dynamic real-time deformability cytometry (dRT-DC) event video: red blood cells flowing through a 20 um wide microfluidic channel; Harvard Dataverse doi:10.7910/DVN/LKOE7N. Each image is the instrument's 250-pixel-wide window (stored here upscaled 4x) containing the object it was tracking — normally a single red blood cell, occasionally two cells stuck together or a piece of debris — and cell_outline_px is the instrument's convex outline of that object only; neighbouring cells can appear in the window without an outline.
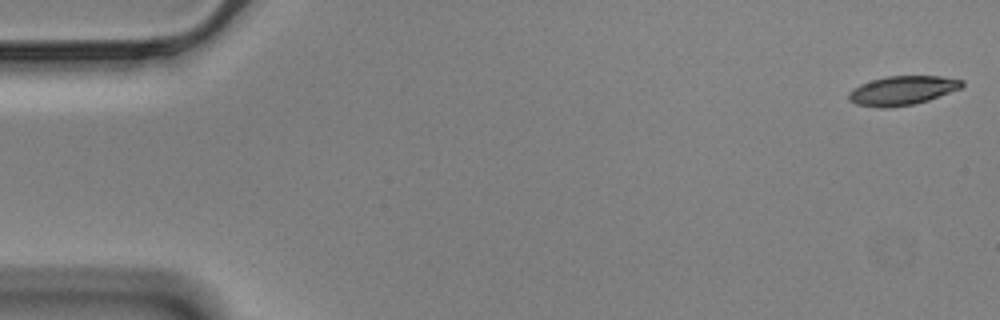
{"species": "Egyptian fruit bat (a non-hibernating species)", "species_latin": "Rousettus aegyptiacus", "temperature_condition": "cold", "stored_images_in_passage": 57, "camera_frame_rate_fps": 3000, "um_per_image_px": 0.085, "animal": {"sex": "male"}, "frame": {"image": 1, "passage_image": 1, "time_ms": 0.0, "image_size_px": [1000, 320], "cell_outline_px": [[964, 84], [960, 88], [928, 100], [912, 104], [884, 108], [880, 108], [856, 104], [848, 100], [848, 92], [852, 88], [860, 84], [872, 80], [888, 76], [940, 76], [964, 80]], "centroid_in_image_um": [76.66, 7.69], "position_along_channel_um": 8.3, "area_um2": 19.07}}
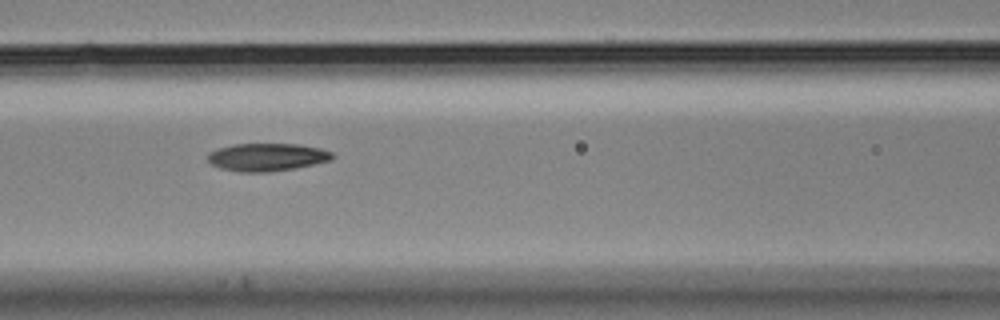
{"frame": {"image": 2, "passage_image": 24, "time_ms": 7.667, "image_size_px": [1000, 320], "cell_outline_px": [[336, 156], [332, 160], [316, 164], [296, 168], [268, 172], [240, 172], [220, 168], [212, 164], [208, 160], [208, 152], [232, 144], [300, 144], [320, 148], [332, 152]], "centroid_in_image_um": [22.74, 13.35], "position_along_channel_um": 143.9, "area_um2": 20.35}}
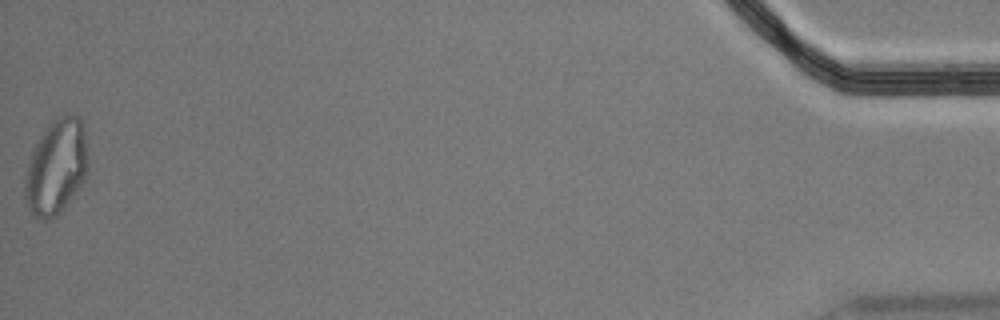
{"frame": {"image": 3, "passage_image": 57, "time_ms": 18.667, "image_size_px": [1000, 320], "cell_outline_px": [[88, 168], [84, 180], [56, 216], [48, 220], [44, 220], [36, 216], [32, 212], [24, 196], [24, 176], [32, 152], [36, 144], [52, 120], [64, 116], [80, 116], [84, 132], [88, 156]], "centroid_in_image_um": [4.78, 14.2], "position_along_channel_um": 430.4, "area_um2": 34.22}, "authors_computed_cell_mechanics": {"area_um2": 20.3456, "velocity_mm_per_s": 3.4912, "shape_relaxation_time_tau1_ms": null, "shape_relaxation_time_tau2_ms": 4.6468, "deformation_change_tau1": null, "deformation_change_tau2": 0.1109}}